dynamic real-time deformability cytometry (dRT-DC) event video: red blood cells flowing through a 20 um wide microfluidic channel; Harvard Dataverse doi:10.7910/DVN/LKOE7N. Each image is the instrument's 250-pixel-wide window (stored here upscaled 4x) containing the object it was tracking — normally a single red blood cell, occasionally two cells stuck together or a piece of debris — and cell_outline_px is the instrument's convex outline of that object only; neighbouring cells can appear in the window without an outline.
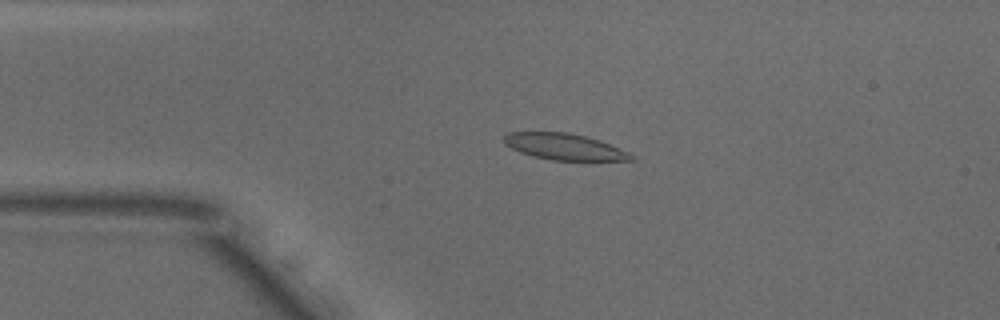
{"species": "common noctule bat (a hibernating species)", "species_latin": "Nyctalus noctula", "temperature_condition": "warm", "stored_images_in_passage": 52, "camera_frame_rate_fps": 3000, "um_per_image_px": 0.085, "animal": {"sex": "male", "body_mass_g": 18.8}, "frame": {"image": 1, "passage_image": 11, "time_ms": 3.333, "image_size_px": [1000, 320], "cell_outline_px": [[636, 160], [552, 160], [532, 156], [520, 152], [504, 144], [504, 136], [508, 132], [568, 132], [600, 140], [628, 152], [636, 156]], "centroid_in_image_um": [47.97, 12.47], "position_along_channel_um": 37.0, "area_um2": 19.42}}
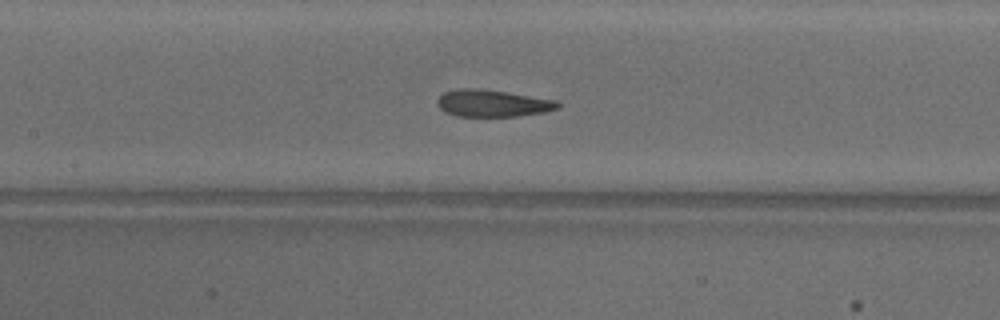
{"frame": {"image": 2, "passage_image": 23, "time_ms": 7.333, "image_size_px": [1000, 320], "cell_outline_px": [[560, 108], [548, 112], [516, 116], [456, 116], [444, 112], [436, 104], [436, 100], [444, 92], [456, 88], [476, 88], [504, 92], [556, 100], [560, 104]], "centroid_in_image_um": [41.85, 8.78], "position_along_channel_um": 165.6, "area_um2": 19.02}}
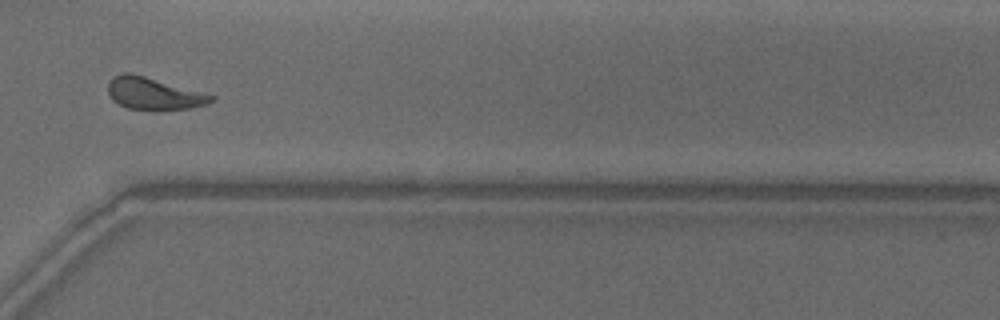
{"frame": {"image": 3, "passage_image": 38, "time_ms": 12.333, "image_size_px": [1000, 320], "cell_outline_px": [[216, 100], [208, 104], [192, 108], [160, 112], [156, 112], [128, 108], [112, 100], [108, 92], [108, 84], [112, 76], [124, 72], [128, 72], [144, 76], [216, 96]], "centroid_in_image_um": [13.09, 7.99], "position_along_channel_um": 357.5, "area_um2": 19.77}, "authors_computed_cell_mechanics": {"area_um2": 19.5653, "velocity_mm_per_s": 3.8453, "shape_relaxation_time_tau1_ms": 4.7794, "shape_relaxation_time_tau2_ms": 1.4627, "deformation_change_tau1": 0.1693, "deformation_change_tau2": 0.0906}}